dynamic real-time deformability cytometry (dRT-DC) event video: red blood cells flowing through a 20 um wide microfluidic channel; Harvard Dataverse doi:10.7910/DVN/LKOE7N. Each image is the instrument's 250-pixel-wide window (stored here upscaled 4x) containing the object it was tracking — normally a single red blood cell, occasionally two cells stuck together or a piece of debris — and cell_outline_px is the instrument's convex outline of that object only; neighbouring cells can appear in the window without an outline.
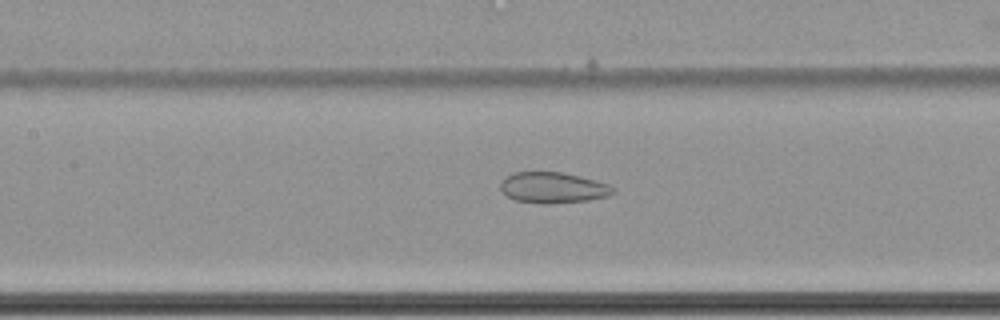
{"species": "common noctule bat (a hibernating species)", "species_latin": "Nyctalus noctula", "temperature_condition": "cold", "stored_images_in_passage": 63, "camera_frame_rate_fps": 3000, "um_per_image_px": 0.085, "animal": {"sex": "female", "body_mass_g": 22.7, "forearm_length_mm": 54.2}, "frame": {"image": 1, "passage_image": 32, "time_ms": 10.333, "image_size_px": [1000, 320], "cell_outline_px": [[616, 192], [608, 196], [588, 200], [552, 204], [540, 204], [516, 200], [508, 196], [500, 188], [500, 180], [504, 176], [512, 172], [564, 172], [596, 180], [608, 184], [616, 188]], "centroid_in_image_um": [47.01, 15.94], "position_along_channel_um": 160.4, "area_um2": 20.58}}
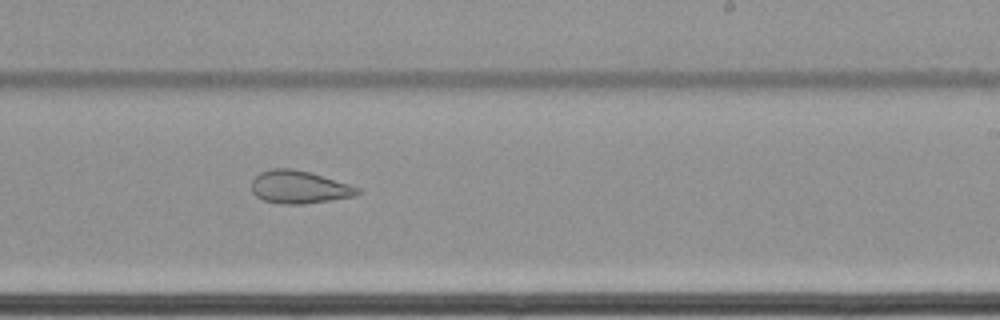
{"frame": {"image": 2, "passage_image": 41, "time_ms": 13.333, "image_size_px": [1000, 320], "cell_outline_px": [[360, 192], [356, 196], [304, 204], [280, 204], [264, 200], [256, 196], [252, 192], [252, 180], [260, 172], [272, 168], [292, 168], [312, 172], [360, 188]], "centroid_in_image_um": [25.42, 15.9], "position_along_channel_um": 263.6, "area_um2": 20.35}}
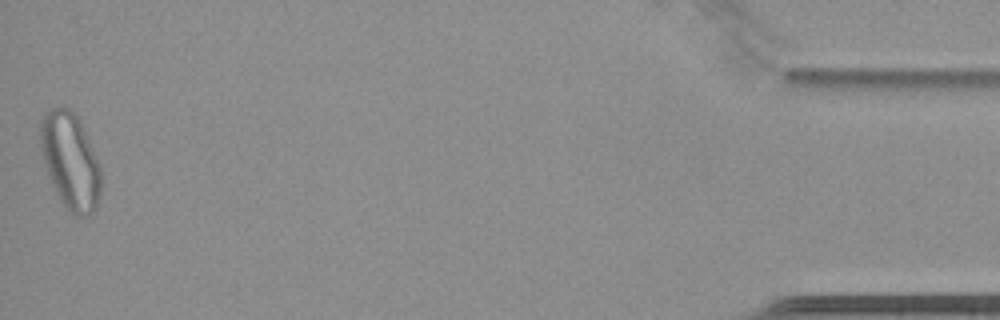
{"frame": {"image": 3, "passage_image": 63, "time_ms": 20.667, "image_size_px": [1000, 320], "cell_outline_px": [[100, 192], [96, 208], [88, 216], [72, 216], [60, 200], [56, 192], [48, 172], [44, 160], [40, 144], [40, 120], [44, 112], [48, 108], [64, 104], [80, 120], [100, 164]], "centroid_in_image_um": [5.97, 13.64], "position_along_channel_um": 429.2, "area_um2": 34.16}, "authors_computed_cell_mechanics": {"area_um2": 28.8422, "velocity_mm_per_s": 3.444, "shape_relaxation_time_tau1_ms": null, "shape_relaxation_time_tau2_ms": 4.2174, "deformation_change_tau1": null, "deformation_change_tau2": 0.1117}}